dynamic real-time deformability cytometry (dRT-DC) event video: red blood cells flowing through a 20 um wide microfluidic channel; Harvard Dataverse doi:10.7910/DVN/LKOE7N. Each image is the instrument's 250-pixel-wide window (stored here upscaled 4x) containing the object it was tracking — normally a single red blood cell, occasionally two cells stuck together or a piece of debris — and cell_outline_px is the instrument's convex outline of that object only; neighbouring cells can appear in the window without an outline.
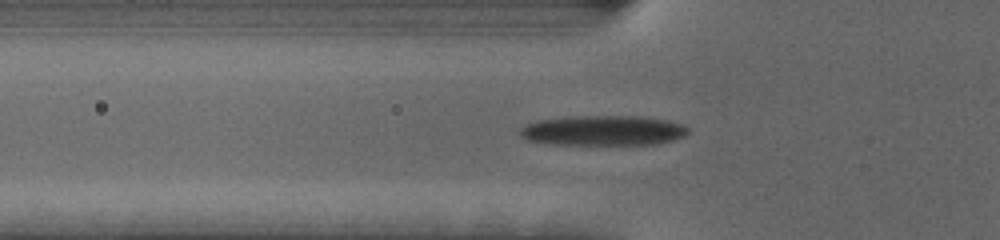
{"species": "human", "species_latin": "Homo sapiens", "temperature_condition": "cold", "stored_images_in_passage": 42, "camera_frame_rate_fps": 3000, "um_per_image_px": 0.085, "donor": {"sex": "female"}, "frame": {"image": 1, "passage_image": 9, "time_ms": 2.667, "image_size_px": [1000, 240], "cell_outline_px": [[688, 132], [684, 136], [672, 140], [656, 144], [552, 144], [528, 140], [520, 136], [520, 128], [524, 124], [536, 120], [564, 116], [640, 116], [668, 120], [680, 124], [688, 128]], "centroid_in_image_um": [51.21, 11.08], "position_along_channel_um": 74.6, "area_um2": 29.54}}
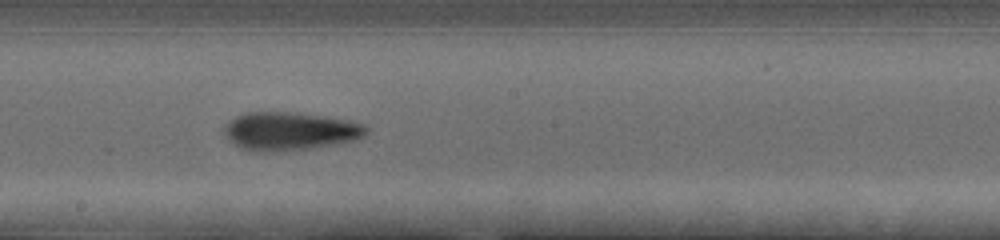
{"frame": {"image": 2, "passage_image": 21, "time_ms": 6.667, "image_size_px": [1000, 240], "cell_outline_px": [[368, 132], [364, 136], [352, 140], [312, 148], [276, 152], [256, 152], [240, 148], [232, 144], [224, 132], [224, 124], [228, 120], [236, 116], [248, 112], [296, 112], [348, 120], [364, 124], [368, 128]], "centroid_in_image_um": [24.59, 11.15], "position_along_channel_um": 223.6, "area_um2": 31.79}}
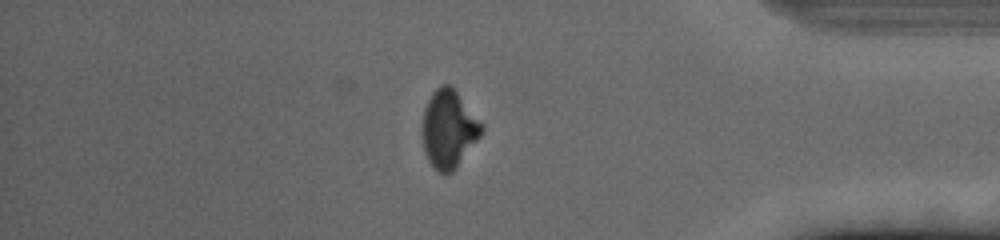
{"frame": {"image": 3, "passage_image": 37, "time_ms": 12.0, "image_size_px": [1000, 240], "cell_outline_px": [[484, 128], [480, 136], [456, 168], [452, 172], [436, 172], [432, 168], [424, 152], [420, 132], [424, 108], [432, 92], [440, 84], [452, 84], [484, 124]], "centroid_in_image_um": [38.12, 10.93], "position_along_channel_um": 397.1, "area_um2": 27.57}, "authors_computed_cell_mechanics": {"area_um2": 29.5936, "velocity_mm_per_s": 3.7306, "shape_relaxation_time_tau1_ms": 3.4202, "shape_relaxation_time_tau2_ms": 4.9607, "deformation_change_tau1": 0.1611, "deformation_change_tau2": 0.1411}}